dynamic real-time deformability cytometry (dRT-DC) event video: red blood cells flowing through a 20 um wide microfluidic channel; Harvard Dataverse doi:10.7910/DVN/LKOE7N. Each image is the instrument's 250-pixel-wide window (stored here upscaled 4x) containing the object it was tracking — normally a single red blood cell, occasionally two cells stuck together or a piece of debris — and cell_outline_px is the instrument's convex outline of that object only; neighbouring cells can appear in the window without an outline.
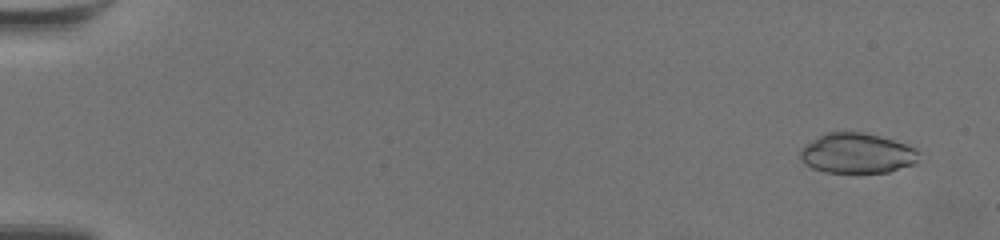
{"species": "common noctule bat (a hibernating species)", "species_latin": "Nyctalus noctula", "temperature_condition": "warm", "stored_images_in_passage": 61, "camera_frame_rate_fps": 3000, "um_per_image_px": 0.085, "animal": {"sex": "female", "body_mass_g": 19.5, "forearm_length_mm": 54.1}, "frame": {"image": 1, "passage_image": 4, "time_ms": 1.0, "image_size_px": [1000, 240], "cell_outline_px": [[916, 164], [888, 172], [824, 172], [812, 168], [800, 160], [800, 148], [804, 144], [824, 132], [860, 132], [880, 136], [916, 148]], "centroid_in_image_um": [72.78, 13.02], "position_along_channel_um": 12.2, "area_um2": 27.69}}
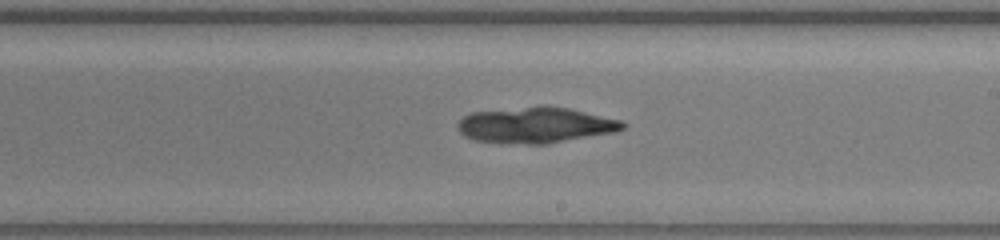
{"frame": {"image": 2, "passage_image": 38, "time_ms": 12.333, "image_size_px": [1000, 240], "cell_outline_px": [[628, 124], [624, 128], [616, 132], [548, 144], [500, 144], [472, 140], [464, 136], [456, 128], [456, 124], [464, 116], [472, 112], [540, 104], [544, 104], [568, 108], [620, 120]], "centroid_in_image_um": [45.48, 10.63], "position_along_channel_um": 243.5, "area_um2": 35.37}}
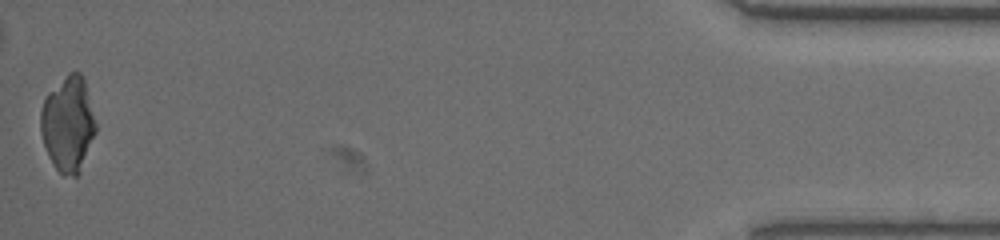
{"frame": {"image": 3, "passage_image": 61, "time_ms": 20.0, "image_size_px": [1000, 240], "cell_outline_px": [[96, 132], [80, 172], [76, 176], [64, 176], [52, 164], [48, 156], [40, 132], [40, 112], [44, 100], [48, 92], [68, 72], [80, 72], [84, 80], [96, 124]], "centroid_in_image_um": [5.77, 10.56], "position_along_channel_um": 429.4, "area_um2": 30.58}}